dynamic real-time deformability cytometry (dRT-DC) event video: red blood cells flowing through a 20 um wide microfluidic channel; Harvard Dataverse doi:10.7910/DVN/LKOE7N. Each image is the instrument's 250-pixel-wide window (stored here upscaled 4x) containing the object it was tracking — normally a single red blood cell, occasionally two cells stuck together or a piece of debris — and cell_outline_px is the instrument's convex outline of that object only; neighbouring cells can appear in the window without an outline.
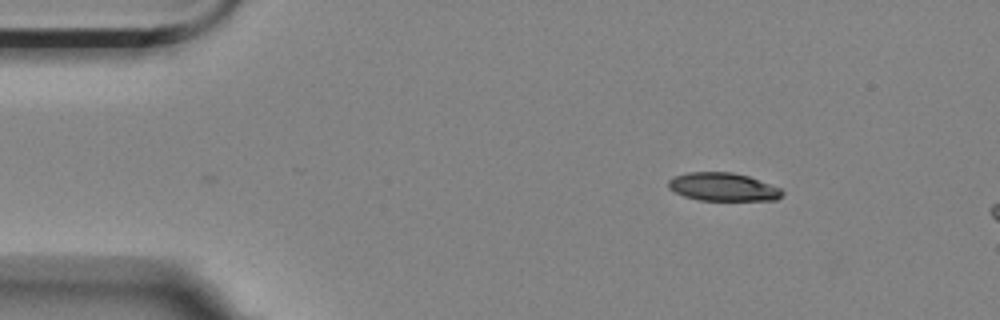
{"species": "Egyptian fruit bat (a non-hibernating species)", "species_latin": "Rousettus aegyptiacus", "temperature_condition": "room temperature", "stored_images_in_passage": 3, "camera_frame_rate_fps": 3000, "um_per_image_px": 0.085, "animal": {"sex": "female"}, "frame": {"image": 1, "passage_image": 3, "time_ms": 0.667, "image_size_px": [1000, 320], "cell_outline_px": [[784, 192], [776, 200], [700, 200], [684, 196], [668, 188], [668, 180], [676, 176], [688, 172], [732, 172], [748, 176], [780, 188]], "centroid_in_image_um": [61.44, 15.89], "position_along_channel_um": 23.6, "area_um2": 18.5}}